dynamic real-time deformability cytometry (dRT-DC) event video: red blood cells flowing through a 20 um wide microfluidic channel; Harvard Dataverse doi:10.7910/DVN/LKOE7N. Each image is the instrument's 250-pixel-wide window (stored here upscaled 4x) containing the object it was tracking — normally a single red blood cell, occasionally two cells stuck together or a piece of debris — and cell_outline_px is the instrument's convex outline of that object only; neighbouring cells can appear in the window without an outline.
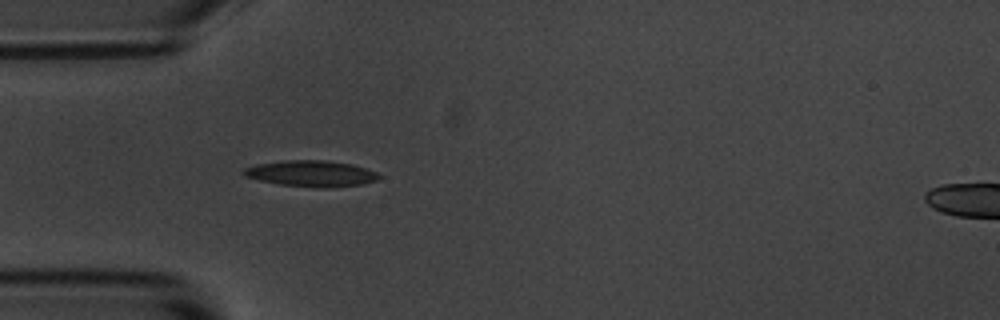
{"species": "common noctule bat (a hibernating species)", "species_latin": "Nyctalus noctula", "temperature_condition": "room temperature", "stored_images_in_passage": 1, "camera_frame_rate_fps": 3000, "um_per_image_px": 0.085, "animal": {"sex": "male", "body_mass_g": 20.1, "forearm_length_mm": 53.5}, "frame": {"image": 1, "passage_image": 1, "time_ms": 0.0, "image_size_px": [1000, 320], "cell_outline_px": [[380, 176], [376, 180], [360, 184], [328, 188], [280, 184], [260, 180], [244, 176], [240, 172], [244, 168], [256, 164], [284, 160], [324, 160], [352, 164], [376, 172]], "centroid_in_image_um": [26.4, 14.74], "position_along_channel_um": 58.6, "area_um2": 20.35}}